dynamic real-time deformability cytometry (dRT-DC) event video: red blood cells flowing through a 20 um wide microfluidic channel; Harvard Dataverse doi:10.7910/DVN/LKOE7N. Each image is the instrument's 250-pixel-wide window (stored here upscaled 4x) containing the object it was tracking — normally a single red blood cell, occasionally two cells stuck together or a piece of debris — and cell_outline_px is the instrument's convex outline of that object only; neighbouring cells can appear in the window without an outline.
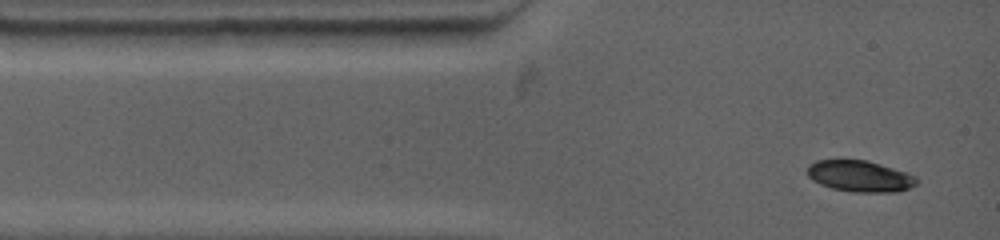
{"species": "common noctule bat (a hibernating species)", "species_latin": "Nyctalus noctula", "temperature_condition": "warm", "stored_images_in_passage": 6, "camera_frame_rate_fps": 4500, "um_per_image_px": 0.085, "animal": {"sex": "female", "body_mass_g": 19.0, "forearm_length_mm": 53.3}, "frame": {"image": 1, "passage_image": 1, "time_ms": 0.0, "image_size_px": [1000, 240], "cell_outline_px": [[916, 184], [908, 188], [896, 192], [852, 192], [832, 188], [820, 184], [812, 180], [808, 176], [808, 164], [816, 160], [868, 160], [916, 176]], "centroid_in_image_um": [73.05, 14.97], "position_along_channel_um": 11.9, "area_um2": 19.77}}
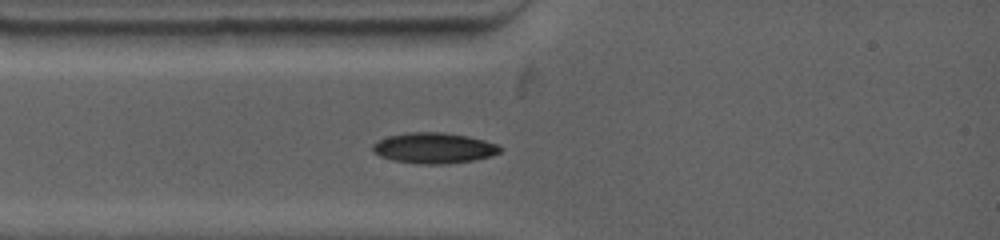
{"frame": {"image": 2, "passage_image": 4, "time_ms": 1.778, "image_size_px": [1000, 240], "cell_outline_px": [[504, 148], [500, 152], [492, 156], [476, 160], [444, 164], [420, 164], [392, 160], [380, 156], [372, 152], [372, 144], [388, 136], [408, 132], [444, 132], [468, 136], [484, 140], [496, 144]], "centroid_in_image_um": [36.9, 12.58], "position_along_channel_um": 48.1, "area_um2": 22.95}}
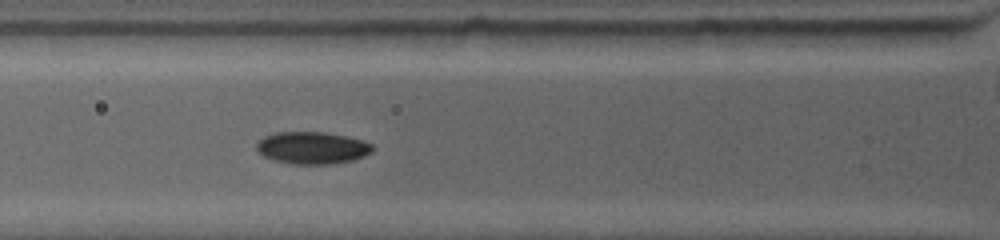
{"frame": {"image": 3, "passage_image": 6, "time_ms": 3.111, "image_size_px": [1000, 240], "cell_outline_px": [[376, 148], [372, 152], [364, 156], [352, 160], [328, 164], [288, 164], [272, 160], [256, 152], [256, 144], [264, 136], [276, 132], [324, 132], [344, 136], [360, 140], [372, 144]], "centroid_in_image_um": [26.5, 12.57], "position_along_channel_um": 99.3, "area_um2": 21.85}}